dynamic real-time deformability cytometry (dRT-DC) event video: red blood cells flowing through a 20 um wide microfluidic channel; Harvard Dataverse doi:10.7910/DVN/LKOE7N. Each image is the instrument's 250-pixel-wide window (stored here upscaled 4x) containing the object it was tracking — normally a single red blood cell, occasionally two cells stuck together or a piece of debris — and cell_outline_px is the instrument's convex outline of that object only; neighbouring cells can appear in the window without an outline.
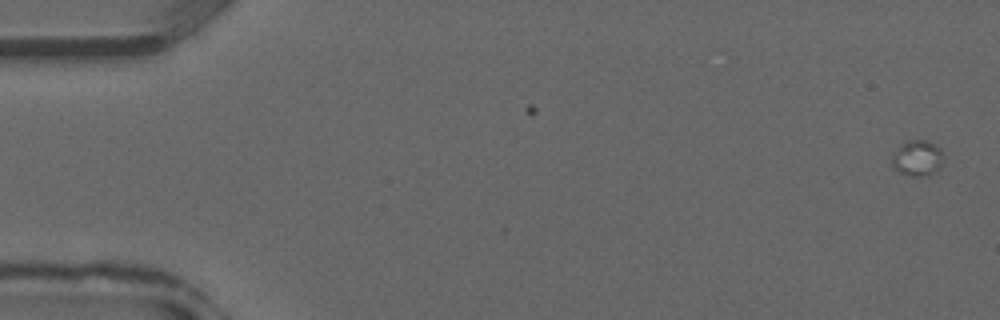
{"species": "common noctule bat (a hibernating species)", "species_latin": "Nyctalus noctula", "temperature_condition": "warm", "stored_images_in_passage": 6, "camera_frame_rate_fps": 3000, "um_per_image_px": 0.085, "animal": {"sex": "male", "forearm_length_mm": 52.5}, "frame": {"image": 1, "passage_image": 1, "time_ms": 0.0, "image_size_px": [1000, 320], "cell_outline_px": [[940, 168], [928, 176], [912, 176], [900, 172], [892, 164], [892, 156], [900, 144], [908, 140], [928, 140], [936, 144], [940, 148]], "centroid_in_image_um": [77.96, 13.42], "position_along_channel_um": 7.0, "area_um2": 10.52}}